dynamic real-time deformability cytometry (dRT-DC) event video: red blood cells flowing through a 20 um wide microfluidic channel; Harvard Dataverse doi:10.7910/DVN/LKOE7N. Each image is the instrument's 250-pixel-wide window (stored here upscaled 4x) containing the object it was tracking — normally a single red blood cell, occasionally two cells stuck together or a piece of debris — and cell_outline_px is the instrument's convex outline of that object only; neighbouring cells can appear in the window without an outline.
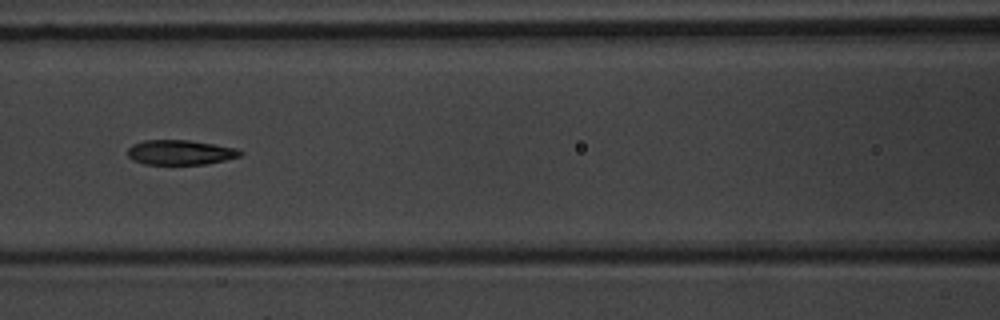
{"species": "common noctule bat (a hibernating species)", "species_latin": "Nyctalus noctula", "temperature_condition": "warm", "stored_images_in_passage": 8, "camera_frame_rate_fps": 3000, "um_per_image_px": 0.085, "animal": {"sex": "male", "body_mass_g": 20.1, "forearm_length_mm": 53.5}, "frame": {"image": 1, "passage_image": 6, "time_ms": 7.0, "image_size_px": [1000, 320], "cell_outline_px": [[244, 152], [240, 156], [208, 164], [144, 164], [132, 160], [128, 156], [128, 148], [132, 144], [144, 140], [188, 140], [236, 148]], "centroid_in_image_um": [15.3, 12.95], "position_along_channel_um": 151.3, "area_um2": 16.24}}
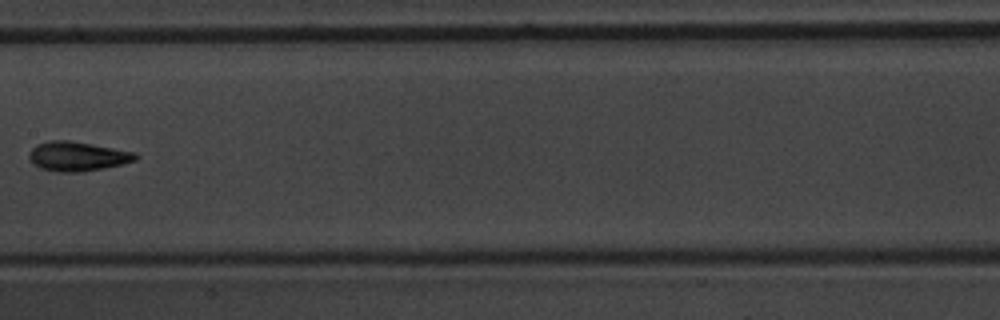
{"frame": {"image": 2, "passage_image": 7, "time_ms": 8.333, "image_size_px": [1000, 320], "cell_outline_px": [[140, 156], [136, 160], [104, 168], [84, 172], [56, 172], [40, 168], [32, 164], [28, 156], [28, 152], [36, 144], [48, 140], [72, 140], [136, 152]], "centroid_in_image_um": [6.56, 13.28], "position_along_channel_um": 200.8, "area_um2": 18.61}}
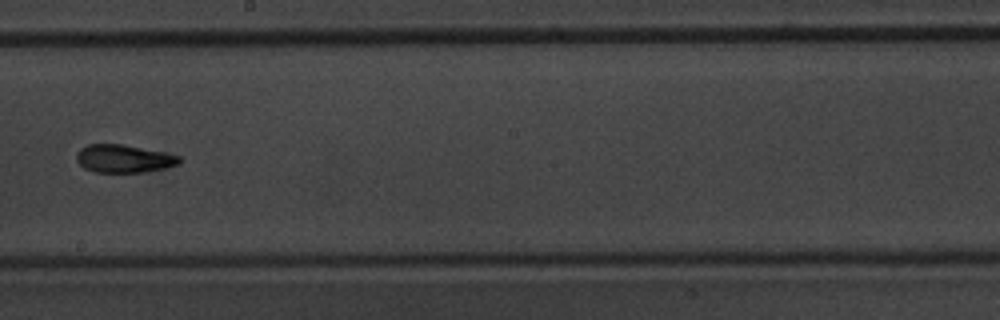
{"frame": {"image": 3, "passage_image": 8, "time_ms": 9.333, "image_size_px": [1000, 320], "cell_outline_px": [[180, 164], [164, 168], [140, 172], [96, 172], [84, 168], [76, 160], [76, 152], [80, 148], [88, 144], [124, 144], [180, 156]], "centroid_in_image_um": [10.48, 13.48], "position_along_channel_um": 237.7, "area_um2": 16.65}}